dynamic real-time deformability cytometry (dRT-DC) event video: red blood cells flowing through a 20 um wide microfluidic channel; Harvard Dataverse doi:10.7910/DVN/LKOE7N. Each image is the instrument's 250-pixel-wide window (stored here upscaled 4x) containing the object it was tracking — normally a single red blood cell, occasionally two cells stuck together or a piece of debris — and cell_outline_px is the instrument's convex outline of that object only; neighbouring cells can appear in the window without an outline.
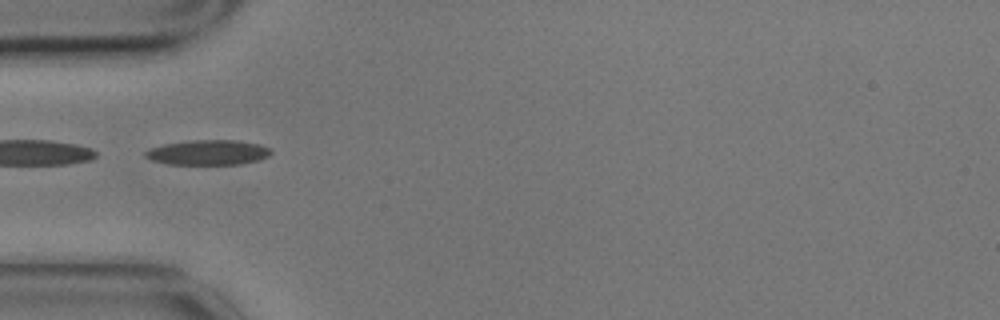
{"species": "common noctule bat (a hibernating species)", "species_latin": "Nyctalus noctula", "temperature_condition": "cold", "stored_images_in_passage": 6, "camera_frame_rate_fps": 3000, "um_per_image_px": 0.085, "animal": {"sex": "male", "body_mass_g": 17.9}, "frame": {"image": 1, "passage_image": 4, "time_ms": 1.0, "image_size_px": [1000, 320], "cell_outline_px": [[272, 152], [268, 156], [260, 160], [240, 164], [168, 164], [152, 160], [144, 156], [144, 152], [152, 148], [164, 144], [188, 140], [236, 140], [260, 144], [272, 148]], "centroid_in_image_um": [17.73, 12.95], "position_along_channel_um": 67.3, "area_um2": 18.38}}